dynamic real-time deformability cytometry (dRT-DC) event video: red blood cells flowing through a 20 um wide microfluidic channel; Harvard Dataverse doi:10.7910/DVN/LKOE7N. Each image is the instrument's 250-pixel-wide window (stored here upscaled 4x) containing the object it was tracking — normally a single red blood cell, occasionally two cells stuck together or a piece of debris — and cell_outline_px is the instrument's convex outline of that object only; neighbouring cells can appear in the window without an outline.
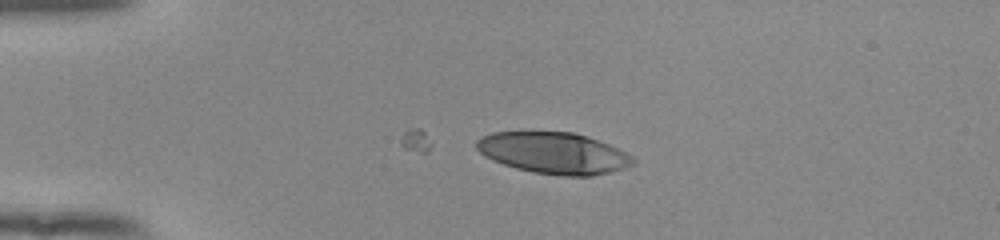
{"species": "human", "species_latin": "Homo sapiens", "temperature_condition": "room temperature", "stored_images_in_passage": 19, "camera_frame_rate_fps": 3000, "um_per_image_px": 0.085, "donor": {"sex": "female"}, "frame": {"image": 1, "passage_image": 1, "time_ms": 0.0, "image_size_px": [1000, 240], "cell_outline_px": [[636, 164], [628, 168], [592, 176], [564, 176], [536, 172], [516, 168], [492, 160], [484, 156], [476, 148], [476, 140], [480, 136], [492, 132], [572, 132], [608, 144], [632, 156], [636, 160]], "centroid_in_image_um": [47.06, 13.01], "position_along_channel_um": 37.9, "area_um2": 37.69}}